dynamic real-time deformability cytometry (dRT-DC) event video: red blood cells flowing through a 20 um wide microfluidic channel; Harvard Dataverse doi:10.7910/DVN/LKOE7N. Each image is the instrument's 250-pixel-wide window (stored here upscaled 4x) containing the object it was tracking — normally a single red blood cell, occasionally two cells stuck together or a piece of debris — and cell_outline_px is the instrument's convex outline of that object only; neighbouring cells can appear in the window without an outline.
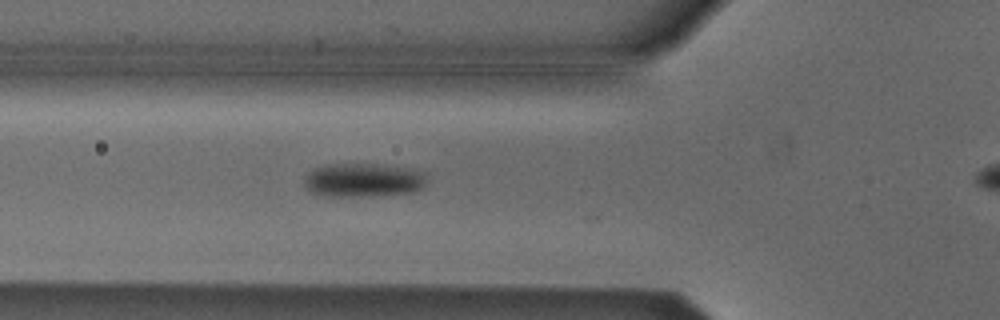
{"species": "Egyptian fruit bat (a non-hibernating species)", "species_latin": "Rousettus aegyptiacus", "temperature_condition": "cold", "stored_images_in_passage": 27, "camera_frame_rate_fps": 3000, "um_per_image_px": 0.085, "animal": {"sex": "male"}, "frame": {"image": 1, "passage_image": 4, "time_ms": 1.0, "image_size_px": [1000, 320], "cell_outline_px": [[428, 172], [424, 188], [412, 192], [372, 196], [328, 196], [312, 192], [304, 184], [304, 180], [308, 172], [324, 164], [376, 164]], "centroid_in_image_um": [30.91, 15.31], "position_along_channel_um": 94.9, "area_um2": 24.1}}
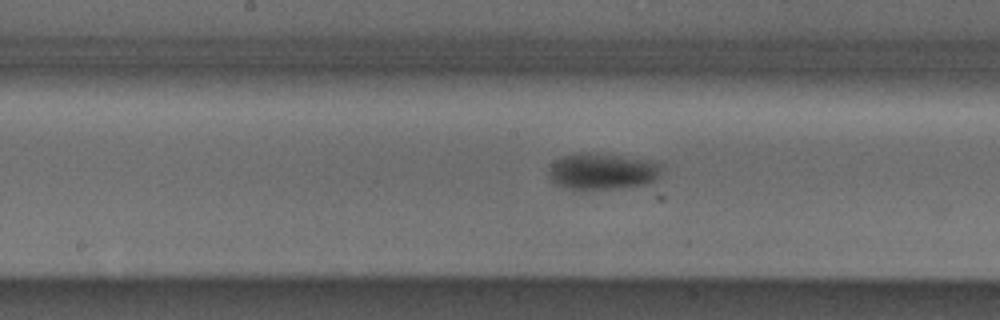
{"frame": {"image": 2, "passage_image": 12, "time_ms": 3.667, "image_size_px": [1000, 320], "cell_outline_px": [[664, 164], [660, 176], [656, 180], [648, 184], [616, 188], [580, 192], [556, 184], [548, 176], [548, 164], [564, 156], [580, 152], [588, 152], [620, 156], [648, 160]], "centroid_in_image_um": [51.19, 14.59], "position_along_channel_um": 197.0, "area_um2": 24.62}}
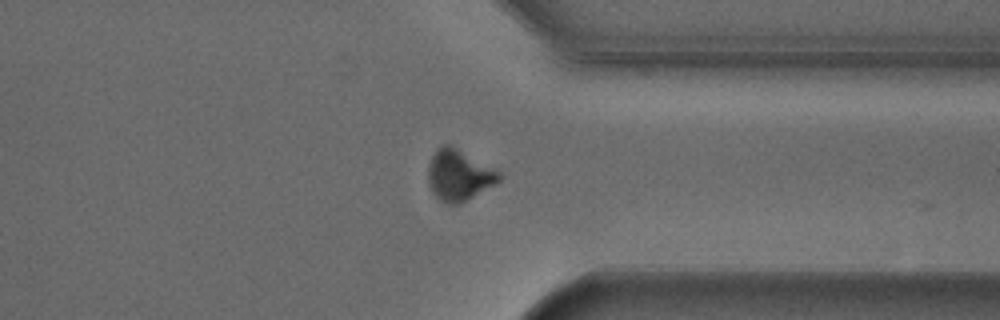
{"frame": {"image": 3, "passage_image": 26, "time_ms": 8.333, "image_size_px": [1000, 320], "cell_outline_px": [[500, 180], [472, 196], [456, 204], [448, 204], [440, 200], [432, 192], [428, 180], [428, 164], [436, 148], [444, 144], [452, 144], [500, 172]], "centroid_in_image_um": [38.96, 14.84], "position_along_channel_um": 372.4, "area_um2": 20.75}}